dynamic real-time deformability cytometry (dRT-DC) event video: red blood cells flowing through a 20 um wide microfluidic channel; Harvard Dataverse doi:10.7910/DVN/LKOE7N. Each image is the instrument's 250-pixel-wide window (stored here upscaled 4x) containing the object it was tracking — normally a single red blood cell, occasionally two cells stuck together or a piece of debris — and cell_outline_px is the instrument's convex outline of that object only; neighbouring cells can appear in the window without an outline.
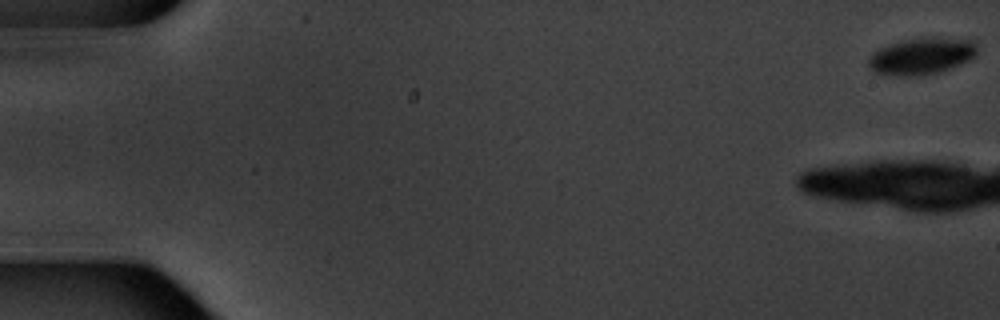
{"species": "common noctule bat (a hibernating species)", "species_latin": "Nyctalus noctula", "temperature_condition": "warm", "stored_images_in_passage": 5, "camera_frame_rate_fps": 3000, "um_per_image_px": 0.085, "animal": {"sex": "male", "body_mass_g": 20.1, "forearm_length_mm": 53.5}, "frame": {"image": 1, "passage_image": 1, "time_ms": 0.0, "image_size_px": [1000, 320], "cell_outline_px": [[976, 56], [960, 64], [936, 72], [916, 76], [900, 76], [876, 72], [868, 64], [868, 60], [880, 48], [900, 40], [924, 36], [940, 36], [972, 40], [976, 44]], "centroid_in_image_um": [78.38, 4.72], "position_along_channel_um": 6.6, "area_um2": 23.18}}